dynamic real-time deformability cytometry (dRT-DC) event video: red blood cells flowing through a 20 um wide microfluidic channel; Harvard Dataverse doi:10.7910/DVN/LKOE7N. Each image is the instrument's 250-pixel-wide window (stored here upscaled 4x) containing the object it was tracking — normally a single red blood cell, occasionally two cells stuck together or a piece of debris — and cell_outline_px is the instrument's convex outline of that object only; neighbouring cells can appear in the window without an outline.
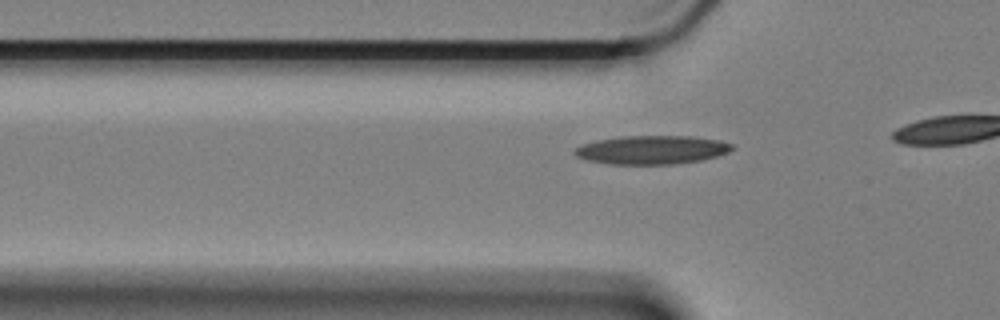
{"species": "Egyptian fruit bat (a non-hibernating species)", "species_latin": "Rousettus aegyptiacus", "temperature_condition": "cold", "stored_images_in_passage": 8, "camera_frame_rate_fps": 3000, "um_per_image_px": 0.085, "animal": {"sex": "female"}, "frame": {"image": 1, "passage_image": 2, "time_ms": 0.333, "image_size_px": [1000, 320], "cell_outline_px": [[732, 148], [728, 152], [716, 156], [700, 160], [672, 164], [608, 164], [588, 160], [576, 156], [572, 152], [576, 148], [584, 144], [596, 140], [620, 136], [692, 136], [720, 140], [732, 144]], "centroid_in_image_um": [55.38, 12.73], "position_along_channel_um": 70.4, "area_um2": 26.13}}
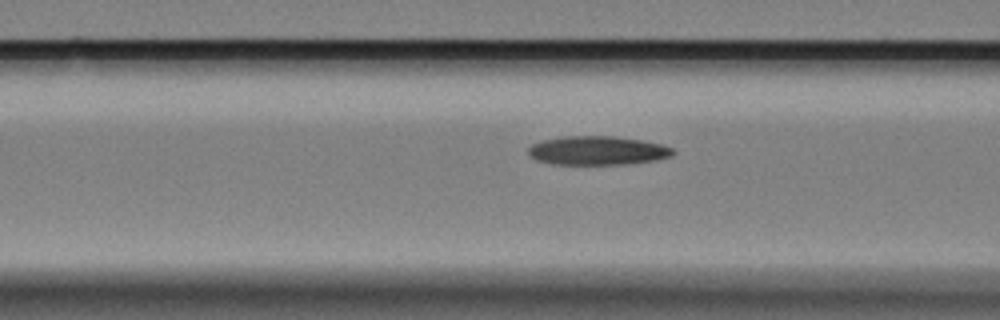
{"frame": {"image": 2, "passage_image": 6, "time_ms": 1.667, "image_size_px": [1000, 320], "cell_outline_px": [[676, 152], [672, 156], [656, 160], [624, 164], [552, 164], [536, 160], [528, 152], [528, 148], [532, 144], [540, 140], [560, 136], [612, 136], [640, 140], [660, 144], [672, 148]], "centroid_in_image_um": [50.76, 12.79], "position_along_channel_um": 115.8, "area_um2": 24.33}}